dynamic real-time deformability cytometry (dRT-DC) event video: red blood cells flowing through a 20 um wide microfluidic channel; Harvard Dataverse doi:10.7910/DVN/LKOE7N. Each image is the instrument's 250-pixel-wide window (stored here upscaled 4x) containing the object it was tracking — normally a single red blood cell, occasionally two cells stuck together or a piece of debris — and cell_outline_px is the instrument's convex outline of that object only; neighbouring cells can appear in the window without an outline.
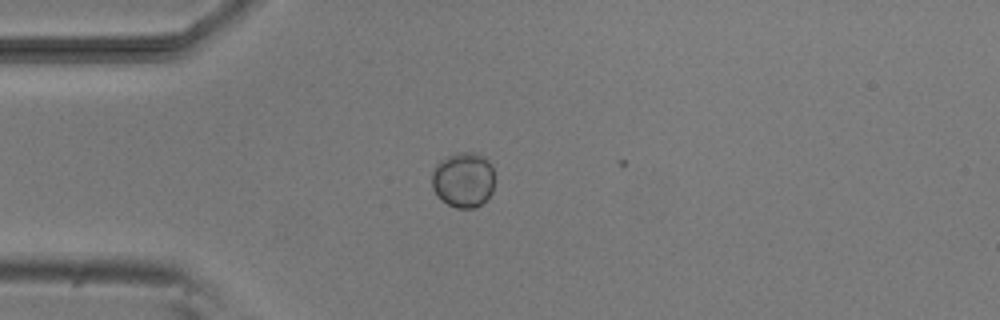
{"species": "common noctule bat (a hibernating species)", "species_latin": "Nyctalus noctula", "temperature_condition": "room temperature", "stored_images_in_passage": 5, "camera_frame_rate_fps": 3000, "um_per_image_px": 0.085, "animal": {"sex": "male", "body_mass_g": 20.5, "forearm_length_mm": 52.5}, "frame": {"image": 1, "passage_image": 3, "time_ms": 2.333, "image_size_px": [1000, 320], "cell_outline_px": [[492, 192], [488, 200], [472, 208], [456, 208], [440, 200], [432, 188], [432, 172], [436, 164], [444, 156], [456, 152], [476, 152], [484, 156], [492, 164]], "centroid_in_image_um": [39.36, 15.26], "position_along_channel_um": 45.6, "area_um2": 20.52}}